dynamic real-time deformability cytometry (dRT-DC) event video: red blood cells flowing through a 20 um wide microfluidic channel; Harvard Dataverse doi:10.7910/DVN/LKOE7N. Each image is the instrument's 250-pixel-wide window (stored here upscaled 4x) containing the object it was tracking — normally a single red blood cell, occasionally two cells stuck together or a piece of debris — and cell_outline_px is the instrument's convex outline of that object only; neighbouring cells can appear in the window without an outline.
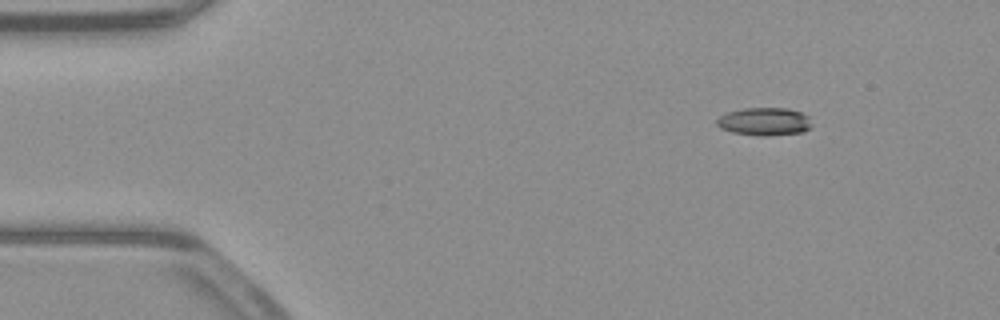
{"species": "common noctule bat (a hibernating species)", "species_latin": "Nyctalus noctula", "temperature_condition": "warm", "stored_images_in_passage": 53, "camera_frame_rate_fps": 3000, "um_per_image_px": 0.085, "animal": {"sex": "male", "body_mass_g": 23.1, "forearm_length_mm": 52.7}, "frame": {"image": 1, "passage_image": 7, "time_ms": 2.0, "image_size_px": [1000, 320], "cell_outline_px": [[812, 128], [804, 132], [764, 136], [760, 136], [732, 132], [720, 128], [716, 124], [716, 120], [720, 116], [728, 112], [744, 108], [788, 108], [800, 112], [808, 116], [812, 124]], "centroid_in_image_um": [65.0, 10.33], "position_along_channel_um": 20.0, "area_um2": 15.55}}
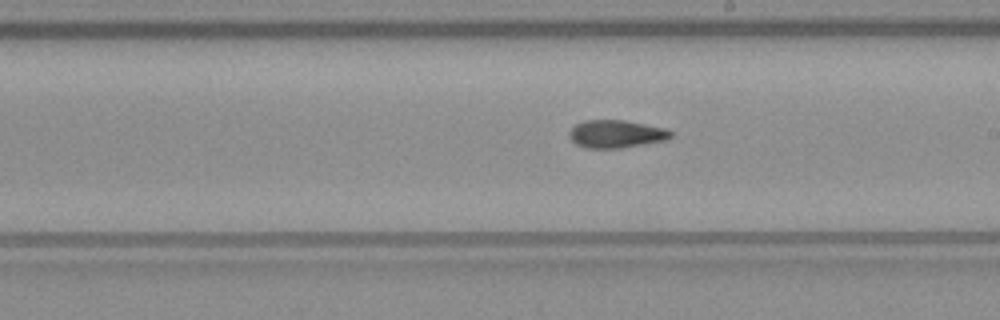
{"frame": {"image": 2, "passage_image": 30, "time_ms": 9.667, "image_size_px": [1000, 320], "cell_outline_px": [[672, 136], [664, 140], [644, 144], [620, 148], [584, 148], [576, 144], [568, 136], [568, 132], [576, 124], [584, 120], [624, 120], [664, 128], [672, 132]], "centroid_in_image_um": [52.32, 11.39], "position_along_channel_um": 236.7, "area_um2": 16.36}}
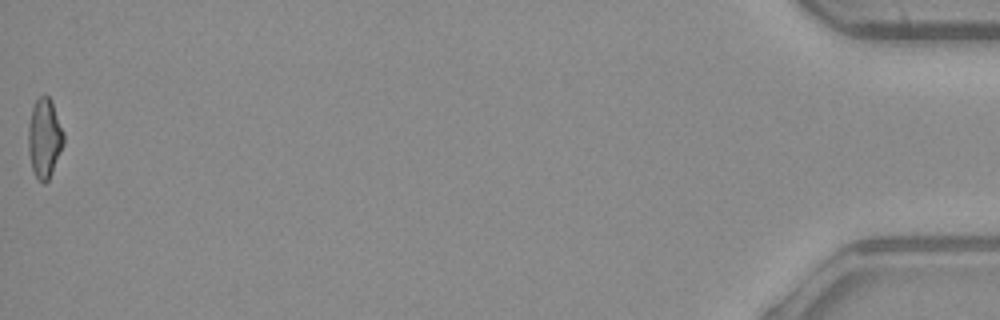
{"frame": {"image": 3, "passage_image": 53, "time_ms": 17.333, "image_size_px": [1000, 320], "cell_outline_px": [[64, 144], [52, 172], [48, 180], [44, 184], [36, 176], [32, 168], [28, 152], [28, 124], [32, 108], [36, 100], [40, 96], [48, 96], [52, 100], [64, 132]], "centroid_in_image_um": [3.78, 11.72], "position_along_channel_um": 431.4, "area_um2": 16.42}, "authors_computed_cell_mechanics": {"area_um2": 16.2996, "velocity_mm_per_s": 3.9526, "shape_relaxation_time_tau1_ms": null, "shape_relaxation_time_tau2_ms": 5.2251, "deformation_change_tau1": null, "deformation_change_tau2": 0.127}}